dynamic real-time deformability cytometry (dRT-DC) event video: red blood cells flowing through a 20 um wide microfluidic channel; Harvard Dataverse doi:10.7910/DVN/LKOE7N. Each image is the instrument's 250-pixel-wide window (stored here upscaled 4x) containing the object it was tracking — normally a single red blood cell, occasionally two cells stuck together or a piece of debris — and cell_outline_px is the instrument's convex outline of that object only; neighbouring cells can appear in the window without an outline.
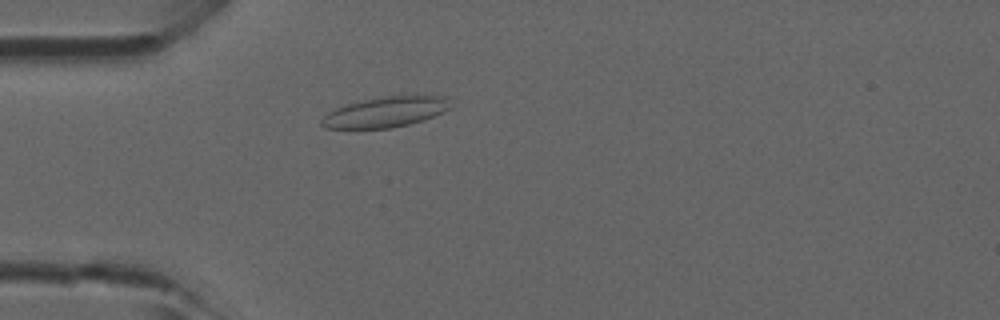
{"species": "common noctule bat (a hibernating species)", "species_latin": "Nyctalus noctula", "temperature_condition": "room temperature", "stored_images_in_passage": 39, "camera_frame_rate_fps": 3000, "um_per_image_px": 0.085, "animal": {"sex": "male", "forearm_length_mm": 52.5}, "frame": {"image": 1, "passage_image": 6, "time_ms": 1.667, "image_size_px": [1000, 320], "cell_outline_px": [[452, 108], [444, 112], [424, 120], [392, 128], [324, 128], [320, 124], [320, 120], [328, 112], [344, 104], [364, 100], [388, 96], [444, 96]], "centroid_in_image_um": [32.75, 9.53], "position_along_channel_um": 52.3, "area_um2": 22.66}}
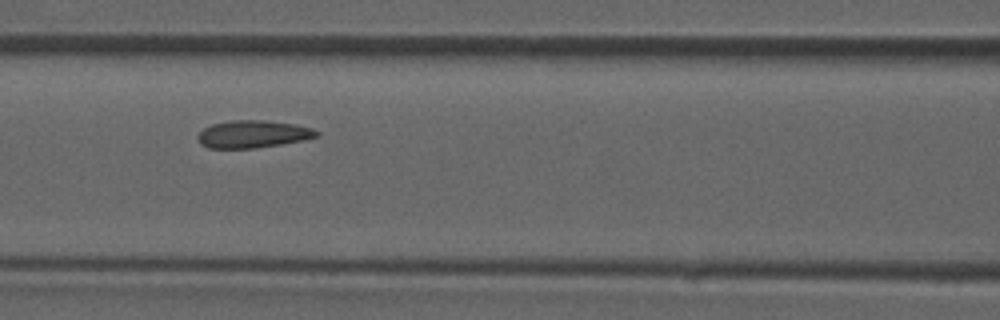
{"frame": {"image": 2, "passage_image": 13, "time_ms": 4.0, "image_size_px": [1000, 320], "cell_outline_px": [[320, 136], [280, 144], [256, 148], [208, 148], [200, 144], [196, 136], [204, 128], [212, 124], [232, 120], [264, 120], [296, 124], [312, 128], [320, 132]], "centroid_in_image_um": [21.49, 11.39], "position_along_channel_um": 145.1, "area_um2": 19.02}}
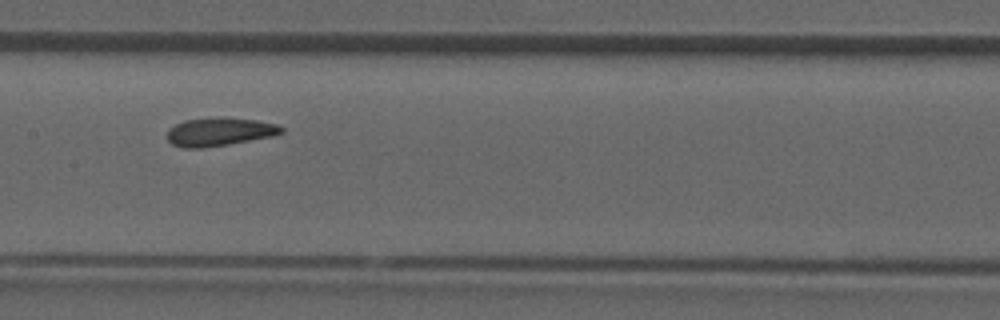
{"frame": {"image": 3, "passage_image": 16, "time_ms": 5.0, "image_size_px": [1000, 320], "cell_outline_px": [[284, 132], [268, 136], [228, 144], [200, 148], [184, 148], [172, 144], [168, 140], [168, 128], [184, 120], [256, 120], [276, 124], [284, 128]], "centroid_in_image_um": [18.61, 11.25], "position_along_channel_um": 188.8, "area_um2": 17.69}}